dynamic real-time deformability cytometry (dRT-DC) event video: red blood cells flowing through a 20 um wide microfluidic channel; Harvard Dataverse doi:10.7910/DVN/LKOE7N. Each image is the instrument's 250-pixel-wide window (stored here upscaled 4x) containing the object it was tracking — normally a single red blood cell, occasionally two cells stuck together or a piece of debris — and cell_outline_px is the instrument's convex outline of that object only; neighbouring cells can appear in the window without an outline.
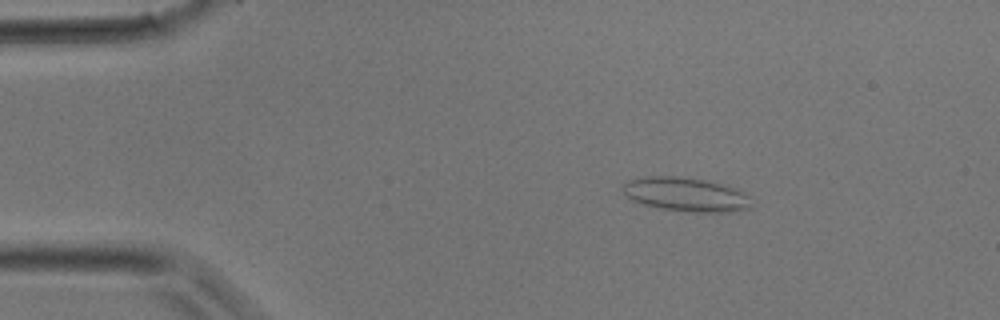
{"species": "common noctule bat (a hibernating species)", "species_latin": "Nyctalus noctula", "temperature_condition": "room temperature", "stored_images_in_passage": 36, "camera_frame_rate_fps": 3000, "um_per_image_px": 0.085, "animal": {"sex": "male", "body_mass_g": 17.9}, "frame": {"image": 1, "passage_image": 6, "time_ms": 1.667, "image_size_px": [1000, 320], "cell_outline_px": [[748, 208], [728, 212], [692, 212], [664, 208], [644, 204], [632, 200], [624, 192], [624, 184], [628, 180], [644, 176], [676, 176], [704, 180], [720, 184], [744, 192], [748, 196]], "centroid_in_image_um": [58.26, 16.52], "position_along_channel_um": 26.7, "area_um2": 24.8}}
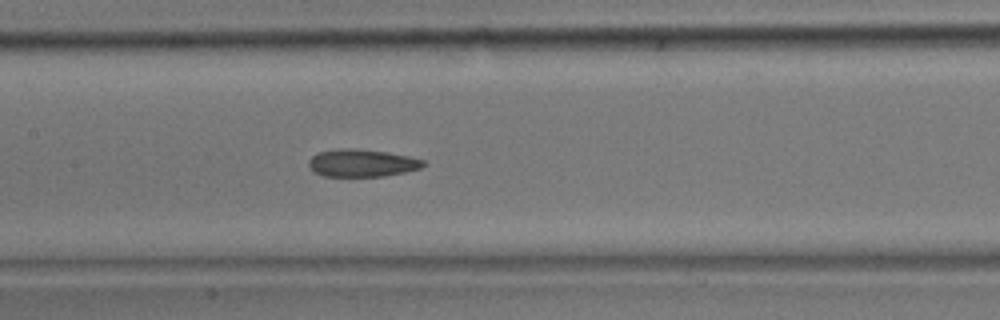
{"frame": {"image": 2, "passage_image": 17, "time_ms": 5.333, "image_size_px": [1000, 320], "cell_outline_px": [[428, 164], [420, 168], [404, 172], [384, 176], [324, 176], [312, 172], [308, 164], [308, 160], [312, 156], [320, 152], [340, 148], [352, 148], [384, 152], [408, 156], [424, 160]], "centroid_in_image_um": [30.75, 13.86], "position_along_channel_um": 176.7, "area_um2": 18.32}}
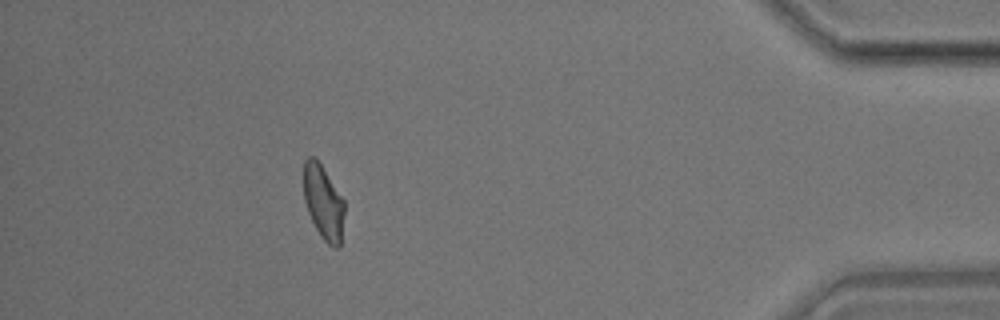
{"frame": {"image": 3, "passage_image": 32, "time_ms": 10.333, "image_size_px": [1000, 320], "cell_outline_px": [[344, 216], [340, 244], [336, 248], [328, 244], [320, 236], [308, 212], [304, 200], [304, 160], [308, 156], [312, 156], [320, 164], [344, 200]], "centroid_in_image_um": [27.48, 17.21], "position_along_channel_um": 407.7, "area_um2": 17.34}}